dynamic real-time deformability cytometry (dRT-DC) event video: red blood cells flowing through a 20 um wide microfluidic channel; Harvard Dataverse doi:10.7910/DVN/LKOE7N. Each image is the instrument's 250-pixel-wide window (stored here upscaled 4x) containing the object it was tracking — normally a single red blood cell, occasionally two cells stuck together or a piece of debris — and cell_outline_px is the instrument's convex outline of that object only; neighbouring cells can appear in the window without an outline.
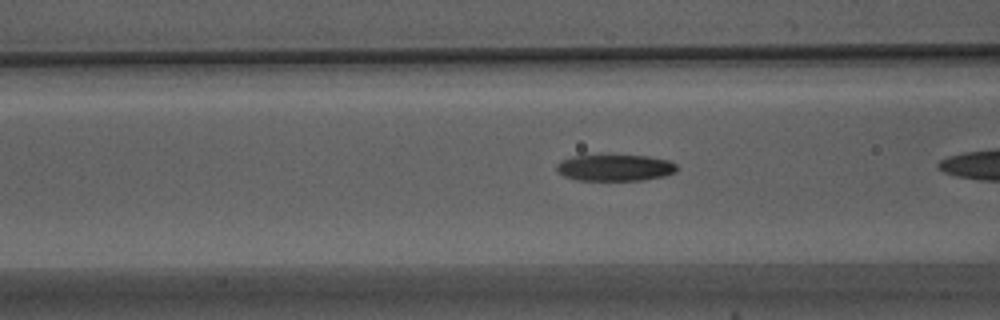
{"species": "Egyptian fruit bat (a non-hibernating species)", "species_latin": "Rousettus aegyptiacus", "temperature_condition": "warm", "stored_images_in_passage": 26, "camera_frame_rate_fps": 3000, "um_per_image_px": 0.085, "animal": {"sex": "male"}, "frame": {"image": 1, "passage_image": 5, "time_ms": 1.333, "image_size_px": [1000, 320], "cell_outline_px": [[680, 168], [676, 172], [664, 176], [644, 180], [576, 180], [564, 176], [556, 172], [556, 164], [560, 160], [572, 156], [648, 156], [668, 160], [676, 164]], "centroid_in_image_um": [52.27, 14.27], "position_along_channel_um": 114.3, "area_um2": 18.61}}